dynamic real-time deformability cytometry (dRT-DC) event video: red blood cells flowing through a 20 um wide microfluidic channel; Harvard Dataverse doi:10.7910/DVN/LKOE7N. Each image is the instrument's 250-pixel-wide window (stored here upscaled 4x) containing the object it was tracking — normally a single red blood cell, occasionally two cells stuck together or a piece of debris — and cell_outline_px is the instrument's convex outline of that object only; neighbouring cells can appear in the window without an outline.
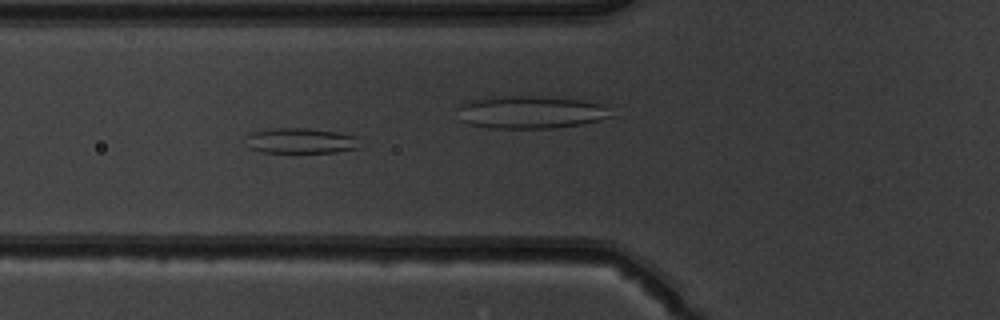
{"species": "common noctule bat (a hibernating species)", "species_latin": "Nyctalus noctula", "temperature_condition": "warm", "stored_images_in_passage": 39, "camera_frame_rate_fps": 3000, "um_per_image_px": 0.085, "animal": {"sex": "male", "body_mass_g": 19.5, "forearm_length_mm": 54.6}, "frame": {"image": 1, "passage_image": 6, "time_ms": 1.667, "image_size_px": [1000, 320], "cell_outline_px": [[356, 148], [336, 152], [260, 152], [248, 148], [244, 136], [252, 132], [272, 128], [304, 128], [336, 132], [356, 136]], "centroid_in_image_um": [25.44, 11.96], "position_along_channel_um": 100.4, "area_um2": 16.7}, "authors_computed_cell_mechanics": {"area_um2": 16.3574, "velocity_mm_per_s": 3.9569, "shape_relaxation_time_tau1_ms": null, "shape_relaxation_time_tau2_ms": 2.1545, "deformation_change_tau1": null, "deformation_change_tau2": 0.0987}}